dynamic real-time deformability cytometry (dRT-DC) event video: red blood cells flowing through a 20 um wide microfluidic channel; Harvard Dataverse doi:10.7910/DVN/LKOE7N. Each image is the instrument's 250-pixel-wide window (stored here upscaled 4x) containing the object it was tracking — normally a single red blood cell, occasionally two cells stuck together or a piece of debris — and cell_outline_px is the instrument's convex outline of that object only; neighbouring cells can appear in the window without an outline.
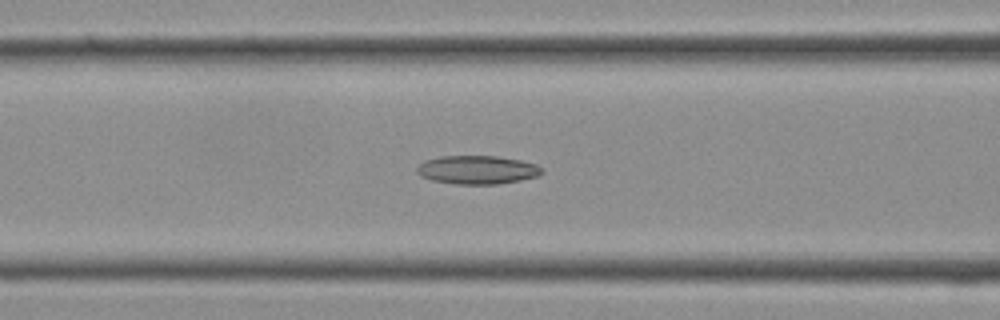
{"species": "Egyptian fruit bat (a non-hibernating species)", "species_latin": "Rousettus aegyptiacus", "temperature_condition": "cold", "stored_images_in_passage": 27, "camera_frame_rate_fps": 3000, "um_per_image_px": 0.085, "frame": {"image": 1, "passage_image": 8, "time_ms": 2.333, "image_size_px": [1000, 320], "cell_outline_px": [[544, 172], [540, 176], [520, 180], [496, 184], [456, 184], [432, 180], [420, 176], [416, 172], [416, 168], [424, 160], [440, 156], [496, 156], [520, 160], [536, 164], [544, 168]], "centroid_in_image_um": [40.58, 14.43], "position_along_channel_um": 126.0, "area_um2": 20.92}}
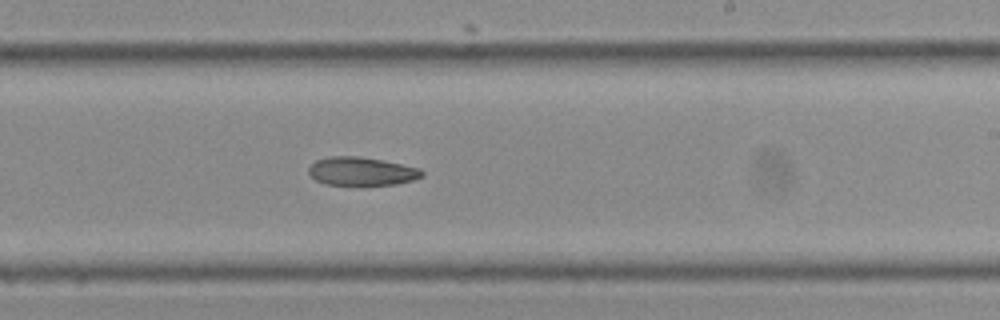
{"frame": {"image": 2, "passage_image": 14, "time_ms": 4.333, "image_size_px": [1000, 320], "cell_outline_px": [[424, 176], [412, 180], [396, 184], [324, 184], [316, 180], [308, 172], [308, 168], [316, 160], [328, 156], [360, 156], [384, 160], [420, 168], [424, 172]], "centroid_in_image_um": [30.75, 14.54], "position_along_channel_um": 258.3, "area_um2": 18.67}}
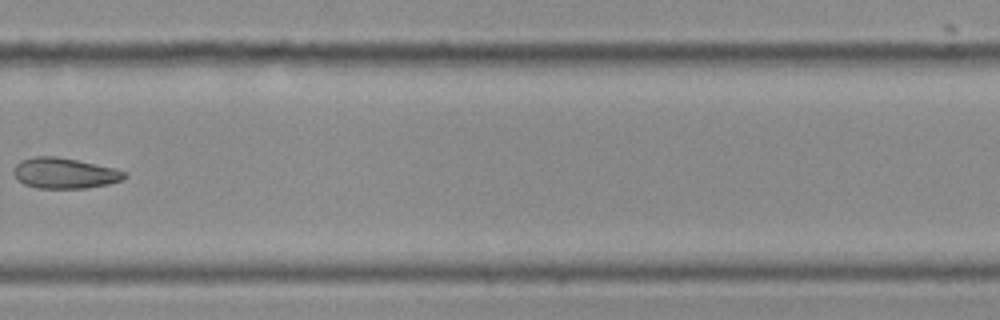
{"frame": {"image": 3, "passage_image": 17, "time_ms": 5.333, "image_size_px": [1000, 320], "cell_outline_px": [[128, 176], [124, 180], [108, 184], [84, 188], [36, 188], [24, 184], [12, 172], [16, 164], [20, 160], [32, 156], [56, 156], [76, 160], [112, 168], [124, 172]], "centroid_in_image_um": [5.46, 14.72], "position_along_channel_um": 324.3, "area_um2": 19.65}}